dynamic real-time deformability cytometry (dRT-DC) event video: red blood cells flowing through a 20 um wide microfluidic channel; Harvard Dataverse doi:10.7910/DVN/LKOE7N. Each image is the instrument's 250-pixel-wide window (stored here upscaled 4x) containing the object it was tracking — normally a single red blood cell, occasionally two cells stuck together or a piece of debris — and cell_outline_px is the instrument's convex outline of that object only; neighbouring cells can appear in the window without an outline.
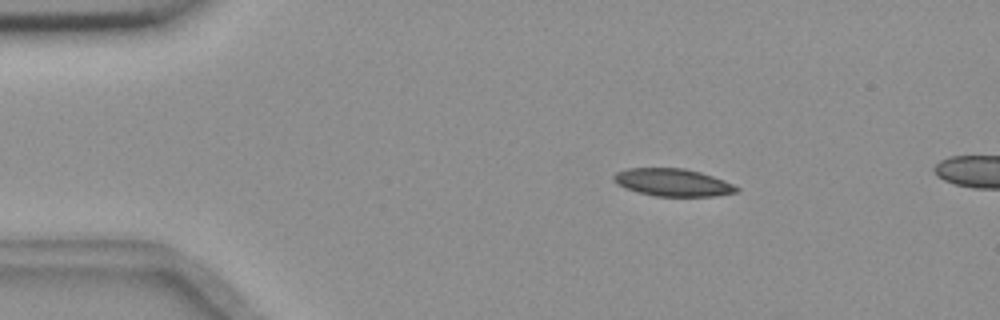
{"species": "common noctule bat (a hibernating species)", "species_latin": "Nyctalus noctula", "temperature_condition": "room temperature", "stored_images_in_passage": 3, "camera_frame_rate_fps": 3000, "um_per_image_px": 0.085, "animal": {"sex": "female", "body_mass_g": 18.4}, "frame": {"image": 1, "passage_image": 1, "time_ms": 0.0, "image_size_px": [1000, 320], "cell_outline_px": [[740, 192], [716, 196], [656, 196], [636, 192], [624, 188], [616, 184], [612, 180], [612, 176], [616, 172], [628, 168], [684, 168], [700, 172], [724, 180], [740, 188]], "centroid_in_image_um": [57.17, 15.51], "position_along_channel_um": 27.8, "area_um2": 19.94}}